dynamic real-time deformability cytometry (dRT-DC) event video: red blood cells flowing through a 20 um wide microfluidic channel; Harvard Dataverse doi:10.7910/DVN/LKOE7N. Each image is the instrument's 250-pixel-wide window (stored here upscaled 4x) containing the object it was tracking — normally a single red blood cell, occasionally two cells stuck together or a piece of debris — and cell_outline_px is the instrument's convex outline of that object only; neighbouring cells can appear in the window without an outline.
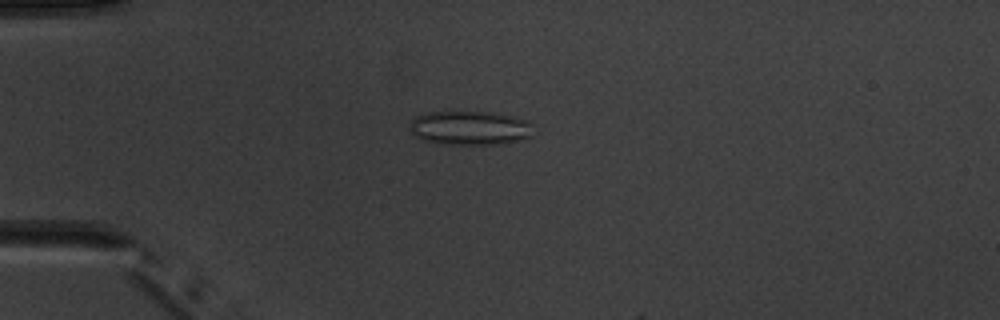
{"species": "common noctule bat (a hibernating species)", "species_latin": "Nyctalus noctula", "temperature_condition": "warm", "stored_images_in_passage": 5, "camera_frame_rate_fps": 3000, "um_per_image_px": 0.085, "animal": {"sex": "male", "body_mass_g": 20.1, "forearm_length_mm": 53.5}, "frame": {"image": 1, "passage_image": 4, "time_ms": 3.333, "image_size_px": [1000, 320], "cell_outline_px": [[532, 136], [520, 140], [504, 144], [444, 144], [424, 140], [416, 136], [408, 128], [408, 124], [416, 116], [428, 112], [492, 112], [512, 116], [528, 120], [532, 124]], "centroid_in_image_um": [39.96, 10.88], "position_along_channel_um": 45.0, "area_um2": 24.68}}